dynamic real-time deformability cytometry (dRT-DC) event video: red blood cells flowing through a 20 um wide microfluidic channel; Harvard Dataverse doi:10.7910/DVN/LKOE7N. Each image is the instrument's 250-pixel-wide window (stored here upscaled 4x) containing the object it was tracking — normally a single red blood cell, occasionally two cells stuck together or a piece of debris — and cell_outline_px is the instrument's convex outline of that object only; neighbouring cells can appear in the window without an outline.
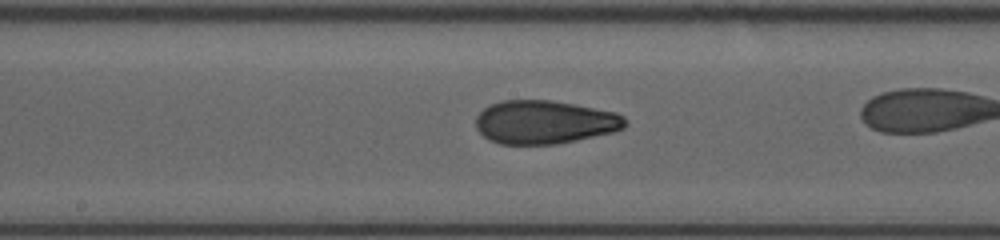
{"species": "human", "species_latin": "Homo sapiens", "temperature_condition": "room temperature", "stored_images_in_passage": 26, "camera_frame_rate_fps": 3000, "um_per_image_px": 0.085, "donor": {"sex": "female"}, "frame": {"image": 1, "passage_image": 12, "time_ms": 3.667, "image_size_px": [1000, 240], "cell_outline_px": [[628, 124], [624, 128], [612, 132], [576, 140], [556, 144], [500, 144], [488, 140], [476, 128], [476, 116], [484, 108], [500, 100], [552, 100], [616, 112], [624, 116], [628, 120]], "centroid_in_image_um": [46.3, 10.38], "position_along_channel_um": 201.9, "area_um2": 37.92}}
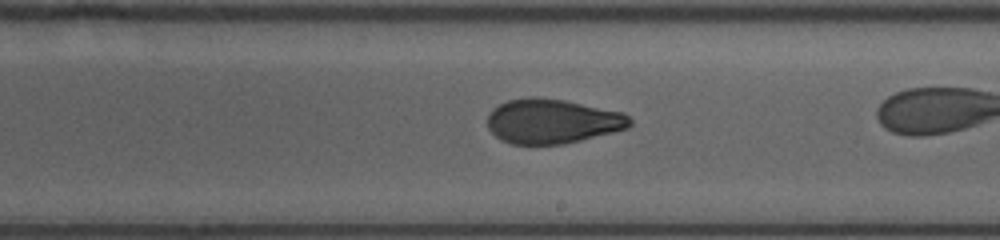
{"frame": {"image": 2, "passage_image": 15, "time_ms": 4.667, "image_size_px": [1000, 240], "cell_outline_px": [[632, 124], [628, 128], [580, 140], [560, 144], [512, 144], [500, 140], [488, 128], [488, 116], [492, 108], [508, 100], [528, 96], [536, 96], [564, 100], [624, 112], [632, 120]], "centroid_in_image_um": [46.94, 10.29], "position_along_channel_um": 242.1, "area_um2": 37.05}}